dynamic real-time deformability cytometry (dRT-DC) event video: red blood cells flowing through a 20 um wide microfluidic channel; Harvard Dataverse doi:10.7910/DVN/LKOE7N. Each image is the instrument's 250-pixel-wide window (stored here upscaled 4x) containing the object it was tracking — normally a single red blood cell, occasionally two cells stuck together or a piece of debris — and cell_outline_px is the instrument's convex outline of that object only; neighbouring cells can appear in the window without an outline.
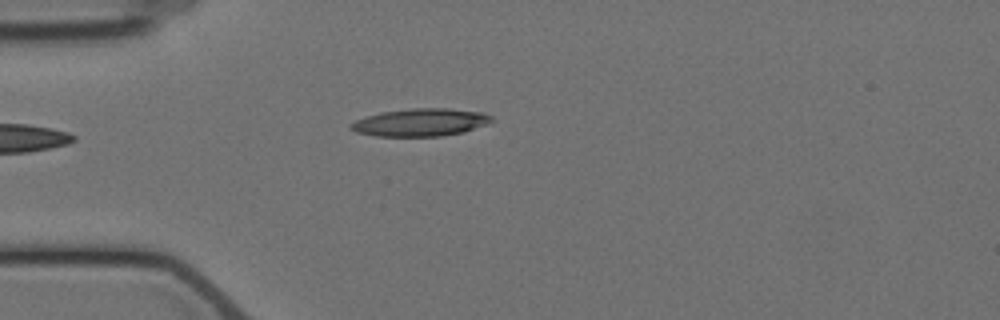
{"species": "Egyptian fruit bat (a non-hibernating species)", "species_latin": "Rousettus aegyptiacus", "temperature_condition": "cold", "stored_images_in_passage": 5, "camera_frame_rate_fps": 3000, "um_per_image_px": 0.085, "animal": {"sex": "female"}, "frame": {"image": 1, "passage_image": 5, "time_ms": 4.667, "image_size_px": [1000, 320], "cell_outline_px": [[496, 120], [488, 124], [464, 132], [440, 136], [376, 136], [356, 132], [348, 128], [348, 124], [356, 120], [380, 112], [412, 108], [448, 108], [484, 112], [492, 116]], "centroid_in_image_um": [35.78, 10.4], "position_along_channel_um": 49.2, "area_um2": 22.95}}